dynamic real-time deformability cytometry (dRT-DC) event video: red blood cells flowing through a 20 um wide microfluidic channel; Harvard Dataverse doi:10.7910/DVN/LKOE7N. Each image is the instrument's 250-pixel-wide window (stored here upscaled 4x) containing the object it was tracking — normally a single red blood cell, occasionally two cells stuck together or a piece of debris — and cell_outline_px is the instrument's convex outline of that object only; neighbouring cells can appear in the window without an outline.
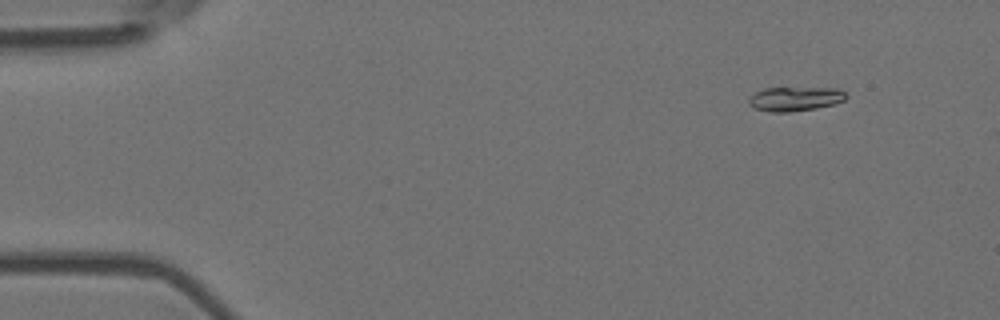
{"species": "Egyptian fruit bat (a non-hibernating species)", "species_latin": "Rousettus aegyptiacus", "temperature_condition": "room temperature", "stored_images_in_passage": 51, "camera_frame_rate_fps": 3000, "um_per_image_px": 0.085, "animal": {"sex": "female"}, "frame": {"image": 1, "passage_image": 1, "time_ms": 0.0, "image_size_px": [1000, 320], "cell_outline_px": [[848, 96], [844, 100], [836, 104], [816, 108], [788, 112], [772, 112], [752, 108], [748, 104], [748, 100], [756, 92], [764, 88], [840, 88]], "centroid_in_image_um": [67.6, 8.4], "position_along_channel_um": 17.4, "area_um2": 13.81}}
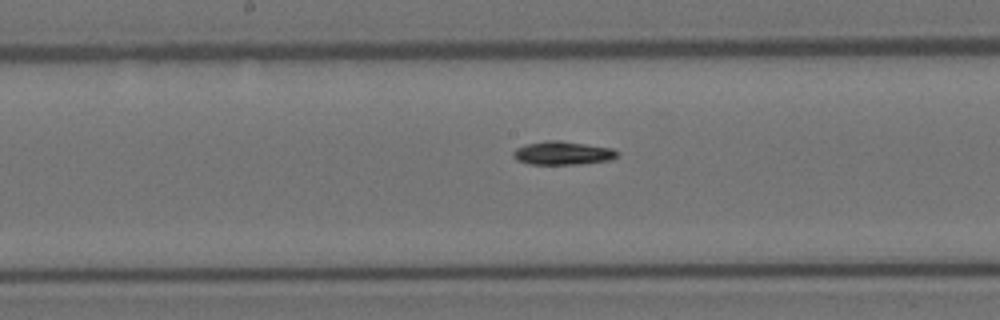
{"frame": {"image": 2, "passage_image": 24, "time_ms": 7.667, "image_size_px": [1000, 320], "cell_outline_px": [[620, 152], [612, 160], [580, 164], [528, 164], [516, 160], [512, 156], [512, 152], [516, 148], [524, 144], [548, 140], [560, 140], [612, 148]], "centroid_in_image_um": [47.8, 13.01], "position_along_channel_um": 200.4, "area_um2": 14.39}}
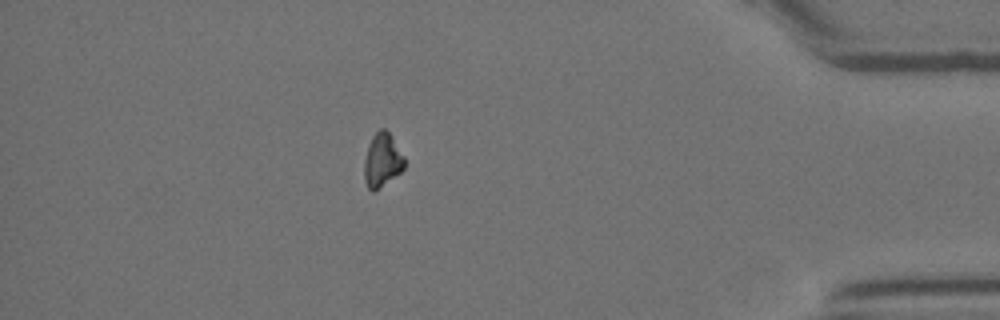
{"frame": {"image": 3, "passage_image": 44, "time_ms": 14.333, "image_size_px": [1000, 320], "cell_outline_px": [[404, 168], [400, 172], [372, 192], [368, 188], [364, 180], [364, 160], [368, 144], [372, 136], [380, 128], [384, 128], [388, 132], [404, 156]], "centroid_in_image_um": [32.46, 13.6], "position_along_channel_um": 402.7, "area_um2": 12.37}, "authors_computed_cell_mechanics": {"area_um2": 13.4096, "velocity_mm_per_s": 3.673, "shape_relaxation_time_tau1_ms": 5.6307, "shape_relaxation_time_tau2_ms": null, "deformation_change_tau1": 0.1513, "deformation_change_tau2": null}}